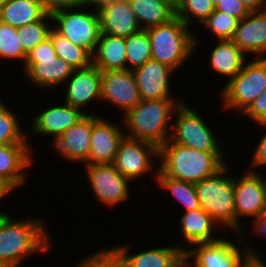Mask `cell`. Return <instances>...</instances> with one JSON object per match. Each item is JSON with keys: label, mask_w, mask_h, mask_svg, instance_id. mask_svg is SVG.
<instances>
[{"label": "cell", "mask_w": 266, "mask_h": 267, "mask_svg": "<svg viewBox=\"0 0 266 267\" xmlns=\"http://www.w3.org/2000/svg\"><path fill=\"white\" fill-rule=\"evenodd\" d=\"M14 219L9 214L0 219V263L7 267H19L31 254L47 253L53 244L44 220Z\"/></svg>", "instance_id": "6da1fadb"}, {"label": "cell", "mask_w": 266, "mask_h": 267, "mask_svg": "<svg viewBox=\"0 0 266 267\" xmlns=\"http://www.w3.org/2000/svg\"><path fill=\"white\" fill-rule=\"evenodd\" d=\"M184 99L141 100L122 115L125 137L142 140L160 148L170 137L173 114Z\"/></svg>", "instance_id": "7a4b0ae2"}, {"label": "cell", "mask_w": 266, "mask_h": 267, "mask_svg": "<svg viewBox=\"0 0 266 267\" xmlns=\"http://www.w3.org/2000/svg\"><path fill=\"white\" fill-rule=\"evenodd\" d=\"M225 152H205L171 142L159 148V170L166 176L193 184L214 175L227 162Z\"/></svg>", "instance_id": "3957f363"}, {"label": "cell", "mask_w": 266, "mask_h": 267, "mask_svg": "<svg viewBox=\"0 0 266 267\" xmlns=\"http://www.w3.org/2000/svg\"><path fill=\"white\" fill-rule=\"evenodd\" d=\"M177 16L171 21L145 30L148 33L152 58L178 70L195 53L197 36Z\"/></svg>", "instance_id": "277c9868"}, {"label": "cell", "mask_w": 266, "mask_h": 267, "mask_svg": "<svg viewBox=\"0 0 266 267\" xmlns=\"http://www.w3.org/2000/svg\"><path fill=\"white\" fill-rule=\"evenodd\" d=\"M227 165L225 164L214 175L196 183L195 187L200 206L222 230H225L223 228L225 227L229 228L231 233H235L234 177L226 175L230 170Z\"/></svg>", "instance_id": "5b68a950"}, {"label": "cell", "mask_w": 266, "mask_h": 267, "mask_svg": "<svg viewBox=\"0 0 266 267\" xmlns=\"http://www.w3.org/2000/svg\"><path fill=\"white\" fill-rule=\"evenodd\" d=\"M233 235L235 243L224 237L215 242L192 245L184 252L185 263L189 267H243L250 258H260V255L257 254L260 252L249 247L248 242L244 243L246 241L244 234L234 233ZM240 243L241 247L248 248L241 251Z\"/></svg>", "instance_id": "8992f818"}, {"label": "cell", "mask_w": 266, "mask_h": 267, "mask_svg": "<svg viewBox=\"0 0 266 267\" xmlns=\"http://www.w3.org/2000/svg\"><path fill=\"white\" fill-rule=\"evenodd\" d=\"M266 89V60L256 58L244 63L242 70L220 91L223 108L242 114Z\"/></svg>", "instance_id": "52a82bcc"}, {"label": "cell", "mask_w": 266, "mask_h": 267, "mask_svg": "<svg viewBox=\"0 0 266 267\" xmlns=\"http://www.w3.org/2000/svg\"><path fill=\"white\" fill-rule=\"evenodd\" d=\"M187 102H182L175 110L169 140L205 152H225L211 130L212 127L196 113ZM222 148H221V147Z\"/></svg>", "instance_id": "ba28073f"}, {"label": "cell", "mask_w": 266, "mask_h": 267, "mask_svg": "<svg viewBox=\"0 0 266 267\" xmlns=\"http://www.w3.org/2000/svg\"><path fill=\"white\" fill-rule=\"evenodd\" d=\"M82 8L87 9L81 7L52 14V28L73 44L93 54L101 33L99 13L97 8H92V11H83Z\"/></svg>", "instance_id": "9c48e42d"}, {"label": "cell", "mask_w": 266, "mask_h": 267, "mask_svg": "<svg viewBox=\"0 0 266 267\" xmlns=\"http://www.w3.org/2000/svg\"><path fill=\"white\" fill-rule=\"evenodd\" d=\"M234 178L235 233L243 234L241 217L257 218L266 208V183L262 172L245 171Z\"/></svg>", "instance_id": "30bf717a"}, {"label": "cell", "mask_w": 266, "mask_h": 267, "mask_svg": "<svg viewBox=\"0 0 266 267\" xmlns=\"http://www.w3.org/2000/svg\"><path fill=\"white\" fill-rule=\"evenodd\" d=\"M159 160V148L149 142L124 137L120 142L113 165L131 182L143 175L158 172L156 160ZM156 169V170H155Z\"/></svg>", "instance_id": "8fae6325"}, {"label": "cell", "mask_w": 266, "mask_h": 267, "mask_svg": "<svg viewBox=\"0 0 266 267\" xmlns=\"http://www.w3.org/2000/svg\"><path fill=\"white\" fill-rule=\"evenodd\" d=\"M88 182L98 202L114 207L129 200L131 182L113 164L84 165Z\"/></svg>", "instance_id": "7c38bea8"}, {"label": "cell", "mask_w": 266, "mask_h": 267, "mask_svg": "<svg viewBox=\"0 0 266 267\" xmlns=\"http://www.w3.org/2000/svg\"><path fill=\"white\" fill-rule=\"evenodd\" d=\"M122 267H179L184 262L186 247L183 244L151 248L131 254L130 245L106 249Z\"/></svg>", "instance_id": "4fadbf2b"}, {"label": "cell", "mask_w": 266, "mask_h": 267, "mask_svg": "<svg viewBox=\"0 0 266 267\" xmlns=\"http://www.w3.org/2000/svg\"><path fill=\"white\" fill-rule=\"evenodd\" d=\"M91 114H86L61 135L52 136L53 141L46 146L50 147L53 143V149L66 161L89 165L91 132L94 124V114Z\"/></svg>", "instance_id": "5bb4252c"}, {"label": "cell", "mask_w": 266, "mask_h": 267, "mask_svg": "<svg viewBox=\"0 0 266 267\" xmlns=\"http://www.w3.org/2000/svg\"><path fill=\"white\" fill-rule=\"evenodd\" d=\"M101 100L122 109L125 114L142 99L132 70L101 72Z\"/></svg>", "instance_id": "9a60e30c"}, {"label": "cell", "mask_w": 266, "mask_h": 267, "mask_svg": "<svg viewBox=\"0 0 266 267\" xmlns=\"http://www.w3.org/2000/svg\"><path fill=\"white\" fill-rule=\"evenodd\" d=\"M124 128L94 114L89 164H113L120 142L125 137Z\"/></svg>", "instance_id": "2e32d148"}, {"label": "cell", "mask_w": 266, "mask_h": 267, "mask_svg": "<svg viewBox=\"0 0 266 267\" xmlns=\"http://www.w3.org/2000/svg\"><path fill=\"white\" fill-rule=\"evenodd\" d=\"M142 100L175 98L170 95L172 68L151 58L144 65L132 70Z\"/></svg>", "instance_id": "e0dca14e"}, {"label": "cell", "mask_w": 266, "mask_h": 267, "mask_svg": "<svg viewBox=\"0 0 266 267\" xmlns=\"http://www.w3.org/2000/svg\"><path fill=\"white\" fill-rule=\"evenodd\" d=\"M67 87L64 102L78 109L101 100V71L91 64L89 67L74 69L71 77L64 83Z\"/></svg>", "instance_id": "ac0fdd59"}, {"label": "cell", "mask_w": 266, "mask_h": 267, "mask_svg": "<svg viewBox=\"0 0 266 267\" xmlns=\"http://www.w3.org/2000/svg\"><path fill=\"white\" fill-rule=\"evenodd\" d=\"M97 10L103 34L126 38L141 30L129 1L108 0Z\"/></svg>", "instance_id": "d6986e66"}, {"label": "cell", "mask_w": 266, "mask_h": 267, "mask_svg": "<svg viewBox=\"0 0 266 267\" xmlns=\"http://www.w3.org/2000/svg\"><path fill=\"white\" fill-rule=\"evenodd\" d=\"M32 145L29 143L0 144V179L4 180L14 190L25 184V170L32 166Z\"/></svg>", "instance_id": "ffe728a7"}, {"label": "cell", "mask_w": 266, "mask_h": 267, "mask_svg": "<svg viewBox=\"0 0 266 267\" xmlns=\"http://www.w3.org/2000/svg\"><path fill=\"white\" fill-rule=\"evenodd\" d=\"M247 56L255 54L256 58L266 56V10L250 12L240 20L231 39Z\"/></svg>", "instance_id": "44dd1931"}, {"label": "cell", "mask_w": 266, "mask_h": 267, "mask_svg": "<svg viewBox=\"0 0 266 267\" xmlns=\"http://www.w3.org/2000/svg\"><path fill=\"white\" fill-rule=\"evenodd\" d=\"M88 112L70 106L66 102L63 105H55L40 111L32 121V134L55 136L61 135L71 126H74Z\"/></svg>", "instance_id": "7402d4cb"}, {"label": "cell", "mask_w": 266, "mask_h": 267, "mask_svg": "<svg viewBox=\"0 0 266 267\" xmlns=\"http://www.w3.org/2000/svg\"><path fill=\"white\" fill-rule=\"evenodd\" d=\"M25 78L30 83L43 88H56L67 81L74 69L59 57L39 59V63H24ZM33 82V83H32Z\"/></svg>", "instance_id": "603a6c76"}, {"label": "cell", "mask_w": 266, "mask_h": 267, "mask_svg": "<svg viewBox=\"0 0 266 267\" xmlns=\"http://www.w3.org/2000/svg\"><path fill=\"white\" fill-rule=\"evenodd\" d=\"M182 214L179 218L180 235L185 241L186 250L194 244L215 242L222 238L214 235V229L220 225L202 207Z\"/></svg>", "instance_id": "cb8c5ba5"}, {"label": "cell", "mask_w": 266, "mask_h": 267, "mask_svg": "<svg viewBox=\"0 0 266 267\" xmlns=\"http://www.w3.org/2000/svg\"><path fill=\"white\" fill-rule=\"evenodd\" d=\"M126 44L123 37L100 33L92 64L101 72L126 69Z\"/></svg>", "instance_id": "d4e9b609"}, {"label": "cell", "mask_w": 266, "mask_h": 267, "mask_svg": "<svg viewBox=\"0 0 266 267\" xmlns=\"http://www.w3.org/2000/svg\"><path fill=\"white\" fill-rule=\"evenodd\" d=\"M209 65L212 71L228 77L230 81L241 70L246 55L235 45L232 40H218L216 46H214L209 55Z\"/></svg>", "instance_id": "484cf974"}, {"label": "cell", "mask_w": 266, "mask_h": 267, "mask_svg": "<svg viewBox=\"0 0 266 267\" xmlns=\"http://www.w3.org/2000/svg\"><path fill=\"white\" fill-rule=\"evenodd\" d=\"M141 30L167 23L176 17V9L163 0H130Z\"/></svg>", "instance_id": "4316f807"}, {"label": "cell", "mask_w": 266, "mask_h": 267, "mask_svg": "<svg viewBox=\"0 0 266 267\" xmlns=\"http://www.w3.org/2000/svg\"><path fill=\"white\" fill-rule=\"evenodd\" d=\"M46 14L40 0H6L0 21L18 28L40 21Z\"/></svg>", "instance_id": "83f0119b"}, {"label": "cell", "mask_w": 266, "mask_h": 267, "mask_svg": "<svg viewBox=\"0 0 266 267\" xmlns=\"http://www.w3.org/2000/svg\"><path fill=\"white\" fill-rule=\"evenodd\" d=\"M155 182L163 190H167L176 199L178 204L184 206L183 211L188 212L201 208L195 184L178 180L164 175L160 170L155 172Z\"/></svg>", "instance_id": "f1b7e54d"}, {"label": "cell", "mask_w": 266, "mask_h": 267, "mask_svg": "<svg viewBox=\"0 0 266 267\" xmlns=\"http://www.w3.org/2000/svg\"><path fill=\"white\" fill-rule=\"evenodd\" d=\"M53 48L57 57L64 60L73 69H82L92 64V54L85 48L70 42L66 37L58 34L53 28L50 31Z\"/></svg>", "instance_id": "f546056e"}, {"label": "cell", "mask_w": 266, "mask_h": 267, "mask_svg": "<svg viewBox=\"0 0 266 267\" xmlns=\"http://www.w3.org/2000/svg\"><path fill=\"white\" fill-rule=\"evenodd\" d=\"M126 44V69L134 70L152 58L151 43L145 30L124 38Z\"/></svg>", "instance_id": "4dcf8cb0"}, {"label": "cell", "mask_w": 266, "mask_h": 267, "mask_svg": "<svg viewBox=\"0 0 266 267\" xmlns=\"http://www.w3.org/2000/svg\"><path fill=\"white\" fill-rule=\"evenodd\" d=\"M52 29V17L46 14L40 21H36L17 28L20 45L28 55L39 43L49 37Z\"/></svg>", "instance_id": "1f68e13d"}, {"label": "cell", "mask_w": 266, "mask_h": 267, "mask_svg": "<svg viewBox=\"0 0 266 267\" xmlns=\"http://www.w3.org/2000/svg\"><path fill=\"white\" fill-rule=\"evenodd\" d=\"M0 98V144L29 143L28 136L23 133L18 116L14 114Z\"/></svg>", "instance_id": "d6a6232c"}, {"label": "cell", "mask_w": 266, "mask_h": 267, "mask_svg": "<svg viewBox=\"0 0 266 267\" xmlns=\"http://www.w3.org/2000/svg\"><path fill=\"white\" fill-rule=\"evenodd\" d=\"M214 10L212 0H181L176 9V16L193 28L192 21L198 20V24H202Z\"/></svg>", "instance_id": "836d02e7"}, {"label": "cell", "mask_w": 266, "mask_h": 267, "mask_svg": "<svg viewBox=\"0 0 266 267\" xmlns=\"http://www.w3.org/2000/svg\"><path fill=\"white\" fill-rule=\"evenodd\" d=\"M26 57L20 45L17 28L0 21V62L2 59H19L21 65H24Z\"/></svg>", "instance_id": "e575fe53"}, {"label": "cell", "mask_w": 266, "mask_h": 267, "mask_svg": "<svg viewBox=\"0 0 266 267\" xmlns=\"http://www.w3.org/2000/svg\"><path fill=\"white\" fill-rule=\"evenodd\" d=\"M239 20L231 15L214 10L211 15L202 23L205 30L213 34L218 40H231L238 26Z\"/></svg>", "instance_id": "d590c367"}, {"label": "cell", "mask_w": 266, "mask_h": 267, "mask_svg": "<svg viewBox=\"0 0 266 267\" xmlns=\"http://www.w3.org/2000/svg\"><path fill=\"white\" fill-rule=\"evenodd\" d=\"M240 115L250 118L257 125L266 124V89Z\"/></svg>", "instance_id": "8d00e7d4"}, {"label": "cell", "mask_w": 266, "mask_h": 267, "mask_svg": "<svg viewBox=\"0 0 266 267\" xmlns=\"http://www.w3.org/2000/svg\"><path fill=\"white\" fill-rule=\"evenodd\" d=\"M82 267H114V257L104 248L78 262Z\"/></svg>", "instance_id": "74e56055"}, {"label": "cell", "mask_w": 266, "mask_h": 267, "mask_svg": "<svg viewBox=\"0 0 266 267\" xmlns=\"http://www.w3.org/2000/svg\"><path fill=\"white\" fill-rule=\"evenodd\" d=\"M56 57L51 38L48 37L29 52L25 63H39V59H54Z\"/></svg>", "instance_id": "f35d334b"}, {"label": "cell", "mask_w": 266, "mask_h": 267, "mask_svg": "<svg viewBox=\"0 0 266 267\" xmlns=\"http://www.w3.org/2000/svg\"><path fill=\"white\" fill-rule=\"evenodd\" d=\"M215 10L231 15L239 21L250 14L241 0H222L215 6Z\"/></svg>", "instance_id": "ab89813d"}, {"label": "cell", "mask_w": 266, "mask_h": 267, "mask_svg": "<svg viewBox=\"0 0 266 267\" xmlns=\"http://www.w3.org/2000/svg\"><path fill=\"white\" fill-rule=\"evenodd\" d=\"M40 2L49 15L62 10L84 7L83 0H40Z\"/></svg>", "instance_id": "60d3db41"}, {"label": "cell", "mask_w": 266, "mask_h": 267, "mask_svg": "<svg viewBox=\"0 0 266 267\" xmlns=\"http://www.w3.org/2000/svg\"><path fill=\"white\" fill-rule=\"evenodd\" d=\"M262 129H266V124H260ZM266 133V132H265ZM254 152L251 156L250 168L247 169L252 172H257L256 167L264 166L266 167V134L263 135L258 145L255 146ZM252 169V170H251Z\"/></svg>", "instance_id": "b9f144b4"}, {"label": "cell", "mask_w": 266, "mask_h": 267, "mask_svg": "<svg viewBox=\"0 0 266 267\" xmlns=\"http://www.w3.org/2000/svg\"><path fill=\"white\" fill-rule=\"evenodd\" d=\"M252 225L251 233H255L256 235L261 234L262 236H266V208L262 211V213L250 223Z\"/></svg>", "instance_id": "7bdbcfd3"}, {"label": "cell", "mask_w": 266, "mask_h": 267, "mask_svg": "<svg viewBox=\"0 0 266 267\" xmlns=\"http://www.w3.org/2000/svg\"><path fill=\"white\" fill-rule=\"evenodd\" d=\"M250 12L266 10V0H241Z\"/></svg>", "instance_id": "ee69618b"}, {"label": "cell", "mask_w": 266, "mask_h": 267, "mask_svg": "<svg viewBox=\"0 0 266 267\" xmlns=\"http://www.w3.org/2000/svg\"><path fill=\"white\" fill-rule=\"evenodd\" d=\"M14 189L4 180L0 179V201L7 197Z\"/></svg>", "instance_id": "f6af8a7d"}, {"label": "cell", "mask_w": 266, "mask_h": 267, "mask_svg": "<svg viewBox=\"0 0 266 267\" xmlns=\"http://www.w3.org/2000/svg\"><path fill=\"white\" fill-rule=\"evenodd\" d=\"M262 258H250L243 267H266Z\"/></svg>", "instance_id": "bcb514c9"}, {"label": "cell", "mask_w": 266, "mask_h": 267, "mask_svg": "<svg viewBox=\"0 0 266 267\" xmlns=\"http://www.w3.org/2000/svg\"><path fill=\"white\" fill-rule=\"evenodd\" d=\"M84 7L91 6L94 8H98L99 6L105 4L108 0H83Z\"/></svg>", "instance_id": "7dc6e473"}, {"label": "cell", "mask_w": 266, "mask_h": 267, "mask_svg": "<svg viewBox=\"0 0 266 267\" xmlns=\"http://www.w3.org/2000/svg\"><path fill=\"white\" fill-rule=\"evenodd\" d=\"M167 2L168 4L172 5L175 9H177L179 2L177 0H163Z\"/></svg>", "instance_id": "c3c4849f"}, {"label": "cell", "mask_w": 266, "mask_h": 267, "mask_svg": "<svg viewBox=\"0 0 266 267\" xmlns=\"http://www.w3.org/2000/svg\"><path fill=\"white\" fill-rule=\"evenodd\" d=\"M6 0H0V11L2 9V7L5 5Z\"/></svg>", "instance_id": "681fc988"}, {"label": "cell", "mask_w": 266, "mask_h": 267, "mask_svg": "<svg viewBox=\"0 0 266 267\" xmlns=\"http://www.w3.org/2000/svg\"><path fill=\"white\" fill-rule=\"evenodd\" d=\"M114 267H122L114 258Z\"/></svg>", "instance_id": "f907efd6"}, {"label": "cell", "mask_w": 266, "mask_h": 267, "mask_svg": "<svg viewBox=\"0 0 266 267\" xmlns=\"http://www.w3.org/2000/svg\"><path fill=\"white\" fill-rule=\"evenodd\" d=\"M219 1H222V0H212L214 7L219 3Z\"/></svg>", "instance_id": "816d5d0a"}, {"label": "cell", "mask_w": 266, "mask_h": 267, "mask_svg": "<svg viewBox=\"0 0 266 267\" xmlns=\"http://www.w3.org/2000/svg\"><path fill=\"white\" fill-rule=\"evenodd\" d=\"M179 267H189V266L184 261Z\"/></svg>", "instance_id": "f5cc1de1"}, {"label": "cell", "mask_w": 266, "mask_h": 267, "mask_svg": "<svg viewBox=\"0 0 266 267\" xmlns=\"http://www.w3.org/2000/svg\"><path fill=\"white\" fill-rule=\"evenodd\" d=\"M6 214L7 213L0 211V219L2 218L3 215H6Z\"/></svg>", "instance_id": "db71d44e"}, {"label": "cell", "mask_w": 266, "mask_h": 267, "mask_svg": "<svg viewBox=\"0 0 266 267\" xmlns=\"http://www.w3.org/2000/svg\"><path fill=\"white\" fill-rule=\"evenodd\" d=\"M0 267H7V266L3 263H0Z\"/></svg>", "instance_id": "11a10c76"}]
</instances>
